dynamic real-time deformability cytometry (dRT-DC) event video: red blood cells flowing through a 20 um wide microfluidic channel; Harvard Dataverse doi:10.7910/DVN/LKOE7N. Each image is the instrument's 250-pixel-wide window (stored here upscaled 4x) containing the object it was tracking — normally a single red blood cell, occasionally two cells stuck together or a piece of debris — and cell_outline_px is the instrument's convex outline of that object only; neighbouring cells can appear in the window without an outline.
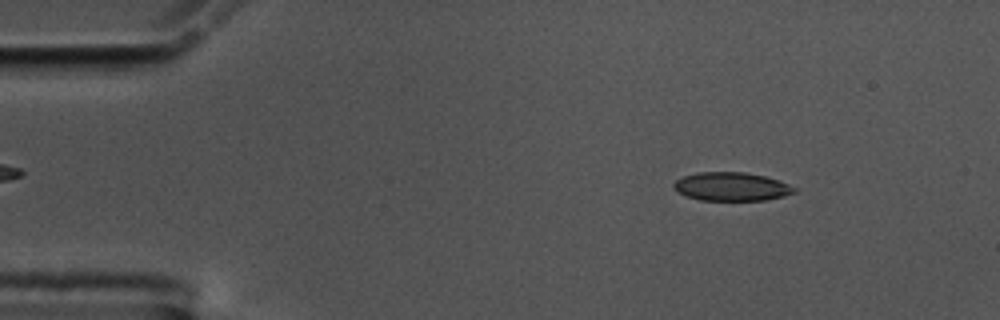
{"species": "common noctule bat (a hibernating species)", "species_latin": "Nyctalus noctula", "temperature_condition": "cold", "stored_images_in_passage": 8, "camera_frame_rate_fps": 3000, "um_per_image_px": 0.085, "animal": {"sex": "male", "body_mass_g": 17.5, "forearm_length_mm": 52.3}, "frame": {"image": 1, "passage_image": 7, "time_ms": 2.0, "image_size_px": [1000, 320], "cell_outline_px": [[796, 192], [784, 196], [764, 200], [700, 200], [684, 196], [676, 192], [672, 184], [676, 180], [684, 176], [696, 172], [744, 172], [764, 176], [780, 180], [796, 188]], "centroid_in_image_um": [62.15, 15.86], "position_along_channel_um": 22.9, "area_um2": 20.17}}